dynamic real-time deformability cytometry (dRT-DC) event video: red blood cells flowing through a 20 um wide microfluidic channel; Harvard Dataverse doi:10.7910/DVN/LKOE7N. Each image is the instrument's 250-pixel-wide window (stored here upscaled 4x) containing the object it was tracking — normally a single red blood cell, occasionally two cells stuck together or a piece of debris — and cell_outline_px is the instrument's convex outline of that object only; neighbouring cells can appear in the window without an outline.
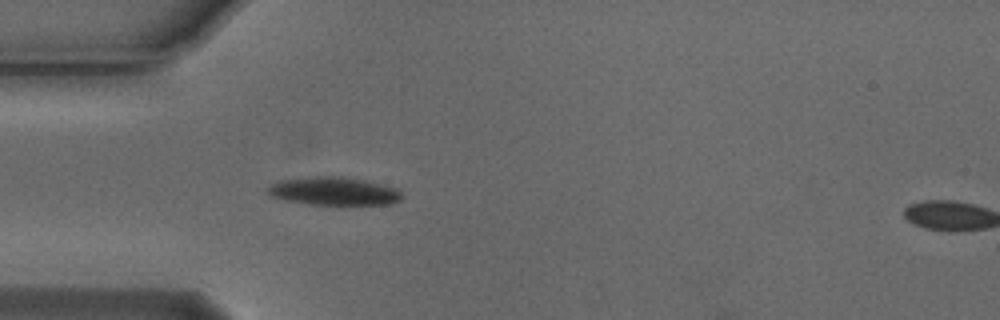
{"species": "Egyptian fruit bat (a non-hibernating species)", "species_latin": "Rousettus aegyptiacus", "temperature_condition": "cold", "stored_images_in_passage": 5, "camera_frame_rate_fps": 3000, "um_per_image_px": 0.085, "animal": {"sex": "male"}, "frame": {"image": 1, "passage_image": 4, "time_ms": 1.0, "image_size_px": [1000, 320], "cell_outline_px": [[404, 196], [400, 200], [388, 204], [340, 208], [308, 204], [288, 200], [272, 196], [264, 188], [280, 180], [316, 176], [340, 176], [364, 180], [396, 188]], "centroid_in_image_um": [28.42, 16.3], "position_along_channel_um": 56.6, "area_um2": 22.89}}